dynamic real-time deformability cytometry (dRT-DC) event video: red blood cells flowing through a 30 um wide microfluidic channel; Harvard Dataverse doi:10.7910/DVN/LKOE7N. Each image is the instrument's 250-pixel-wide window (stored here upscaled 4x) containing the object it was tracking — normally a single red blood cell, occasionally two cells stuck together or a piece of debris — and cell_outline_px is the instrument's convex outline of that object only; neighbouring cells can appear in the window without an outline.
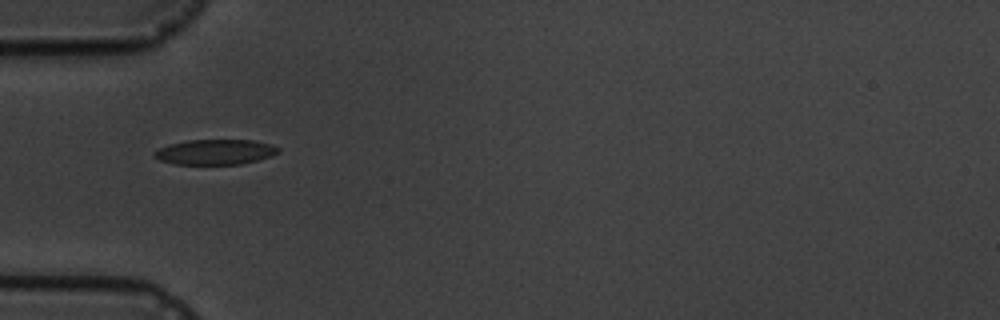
{"species": "common noctule bat (a hibernating species)", "species_latin": "Nyctalus noctula", "temperature_condition": "cold", "stored_images_in_passage": 11, "camera_frame_rate_fps": 3000, "um_per_image_px": 0.085, "animal": {"sex": "male", "body_mass_g": 19.5, "forearm_length_mm": 54.6}, "frame": {"image": 1, "passage_image": 1, "time_ms": 0.0, "image_size_px": [1000, 320], "cell_outline_px": [[280, 152], [272, 156], [240, 164], [176, 164], [160, 160], [152, 156], [152, 152], [168, 144], [188, 140], [252, 140], [272, 144], [280, 148]], "centroid_in_image_um": [18.29, 12.91], "position_along_channel_um": 66.7, "area_um2": 18.26}}
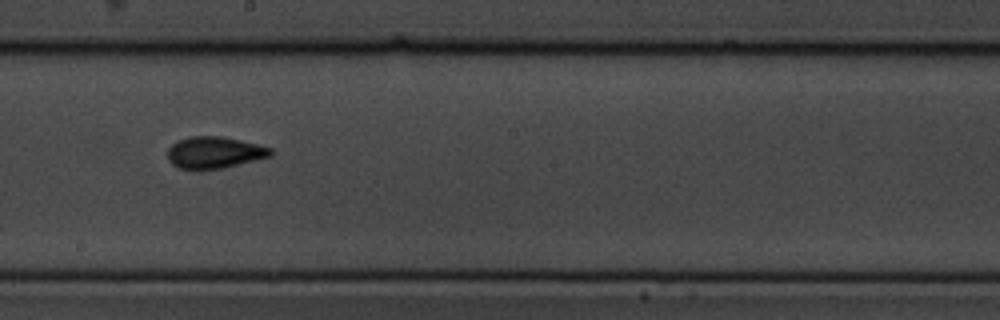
{"frame": {"image": 2, "passage_image": 5, "time_ms": 4.667, "image_size_px": [1000, 320], "cell_outline_px": [[272, 156], [224, 168], [200, 172], [196, 172], [176, 168], [168, 160], [168, 148], [176, 140], [192, 136], [220, 136], [240, 140], [272, 148]], "centroid_in_image_um": [18.17, 13.01], "position_along_channel_um": 230.0, "area_um2": 19.65}}
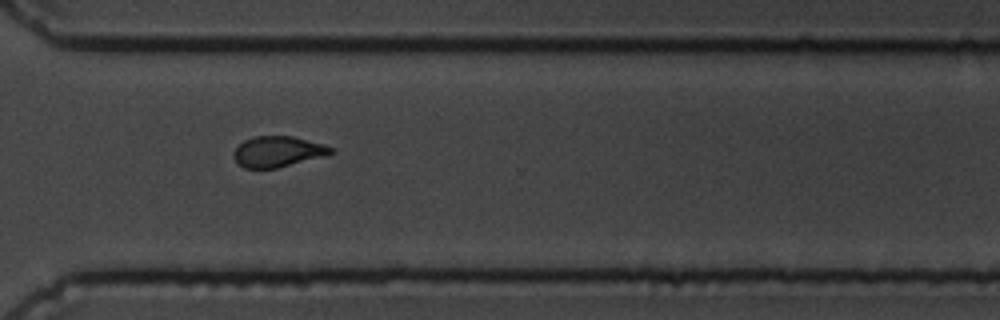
{"frame": {"image": 3, "passage_image": 8, "time_ms": 8.0, "image_size_px": [1000, 320], "cell_outline_px": [[332, 152], [324, 156], [276, 168], [244, 168], [236, 164], [232, 152], [244, 140], [252, 136], [292, 136], [324, 144], [332, 148]], "centroid_in_image_um": [23.55, 12.88], "position_along_channel_um": 347.0, "area_um2": 17.34}, "authors_computed_cell_mechanics": {"area_um2": 17.9758, "velocity_mm_per_s": 3.5181, "shape_relaxation_time_tau1_ms": 2.6577, "shape_relaxation_time_tau2_ms": null, "deformation_change_tau1": 0.0887, "deformation_change_tau2": null}}